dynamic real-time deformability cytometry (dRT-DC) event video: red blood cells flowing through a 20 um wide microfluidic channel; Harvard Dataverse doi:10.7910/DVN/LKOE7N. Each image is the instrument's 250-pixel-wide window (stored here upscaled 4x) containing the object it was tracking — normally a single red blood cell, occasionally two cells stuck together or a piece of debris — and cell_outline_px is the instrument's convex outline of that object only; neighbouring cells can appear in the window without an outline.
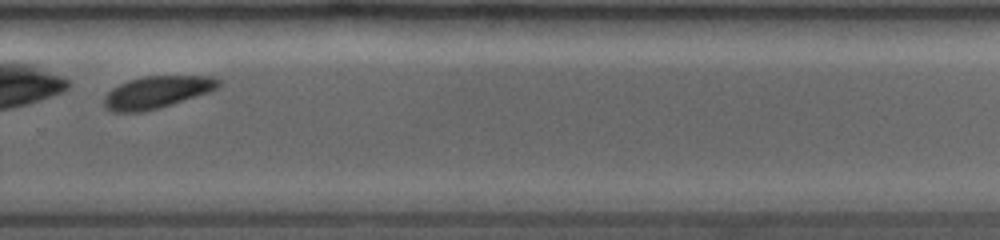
{"species": "common noctule bat (a hibernating species)", "species_latin": "Nyctalus noctula", "temperature_condition": "room temperature", "stored_images_in_passage": 8, "camera_frame_rate_fps": 3500, "um_per_image_px": 0.085, "animal": {"sex": "female", "body_mass_g": 19.0, "forearm_length_mm": 53.3}, "frame": {"image": 1, "passage_image": 8, "time_ms": 7.429, "image_size_px": [1000, 240], "cell_outline_px": [[220, 84], [216, 88], [208, 92], [156, 108], [140, 112], [112, 112], [104, 108], [104, 96], [112, 88], [128, 80], [144, 76], [212, 76], [220, 80]], "centroid_in_image_um": [13.28, 7.82], "position_along_channel_um": 316.5, "area_um2": 21.1}}